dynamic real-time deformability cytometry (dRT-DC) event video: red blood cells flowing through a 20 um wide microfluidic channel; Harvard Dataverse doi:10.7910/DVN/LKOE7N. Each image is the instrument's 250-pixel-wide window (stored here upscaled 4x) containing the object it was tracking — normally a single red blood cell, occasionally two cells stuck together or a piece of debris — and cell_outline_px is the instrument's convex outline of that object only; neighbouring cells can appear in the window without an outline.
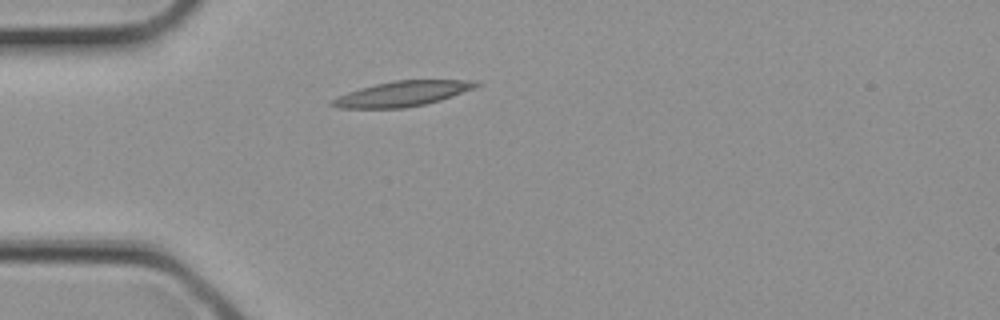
{"species": "common noctule bat (a hibernating species)", "species_latin": "Nyctalus noctula", "temperature_condition": "cold", "stored_images_in_passage": 1, "camera_frame_rate_fps": 3000, "um_per_image_px": 0.085, "animal": {"sex": "female", "body_mass_g": 21.9}, "frame": {"image": 1, "passage_image": 1, "time_ms": 0.0, "image_size_px": [1000, 320], "cell_outline_px": [[480, 84], [472, 88], [452, 96], [440, 100], [424, 104], [404, 108], [336, 108], [328, 104], [328, 100], [336, 96], [360, 88], [392, 80], [476, 80]], "centroid_in_image_um": [34.1, 7.97], "position_along_channel_um": 50.9, "area_um2": 21.1}}